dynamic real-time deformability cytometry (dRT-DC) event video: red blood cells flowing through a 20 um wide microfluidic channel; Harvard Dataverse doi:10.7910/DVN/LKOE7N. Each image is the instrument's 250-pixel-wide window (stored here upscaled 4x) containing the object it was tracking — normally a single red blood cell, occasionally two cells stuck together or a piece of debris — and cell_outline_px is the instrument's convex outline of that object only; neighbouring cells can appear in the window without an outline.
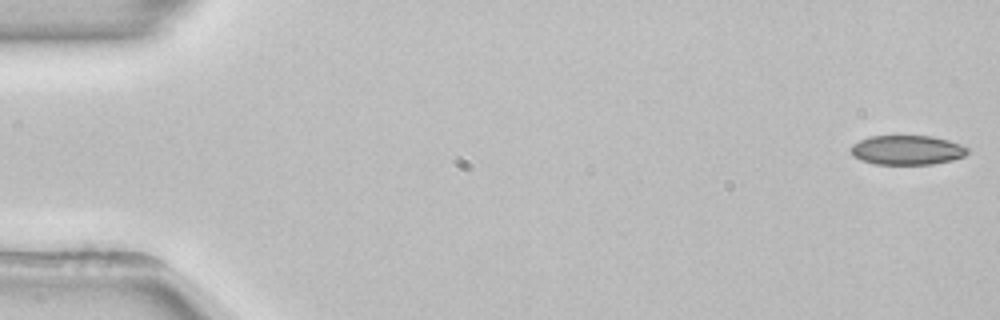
{"species": "common noctule bat (a hibernating species)", "species_latin": "Nyctalus noctula", "temperature_condition": "room temperature", "stored_images_in_passage": 10, "camera_frame_rate_fps": 3000, "um_per_image_px": 0.085, "animal": {"sex": "female", "body_mass_g": 22.7, "forearm_length_mm": 54.2}, "frame": {"image": 1, "passage_image": 1, "time_ms": 0.0, "image_size_px": [1000, 320], "cell_outline_px": [[968, 152], [964, 156], [952, 160], [932, 164], [872, 164], [860, 160], [852, 156], [848, 148], [852, 144], [868, 136], [932, 136], [948, 140], [960, 144], [968, 148]], "centroid_in_image_um": [77.04, 12.75], "position_along_channel_um": 8.0, "area_um2": 20.23}}